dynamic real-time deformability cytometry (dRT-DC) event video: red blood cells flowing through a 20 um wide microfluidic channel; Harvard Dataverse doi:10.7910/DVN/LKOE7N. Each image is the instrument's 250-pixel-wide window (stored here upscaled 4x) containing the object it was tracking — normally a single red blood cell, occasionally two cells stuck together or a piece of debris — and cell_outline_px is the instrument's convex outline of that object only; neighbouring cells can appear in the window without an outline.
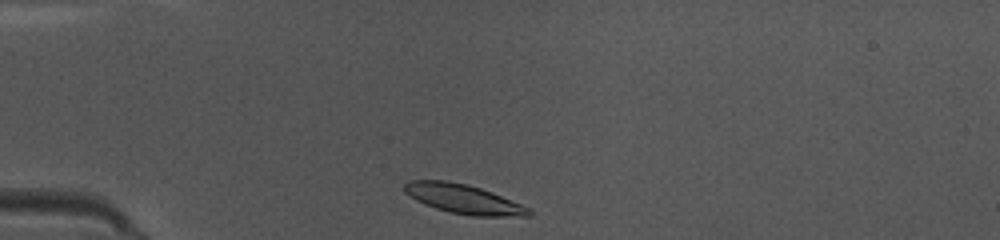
{"species": "common noctule bat (a hibernating species)", "species_latin": "Nyctalus noctula", "temperature_condition": "warm", "stored_images_in_passage": 38, "camera_frame_rate_fps": 3000, "um_per_image_px": 0.085, "animal": {"sex": "female", "body_mass_g": 10.0, "forearm_length_mm": 53.1}, "frame": {"image": 1, "passage_image": 1, "time_ms": 0.0, "image_size_px": [1000, 240], "cell_outline_px": [[532, 216], [472, 216], [448, 212], [424, 204], [416, 200], [404, 192], [404, 184], [408, 180], [448, 180], [468, 184], [492, 192], [532, 208]], "centroid_in_image_um": [39.42, 16.91], "position_along_channel_um": 45.6, "area_um2": 21.5}}
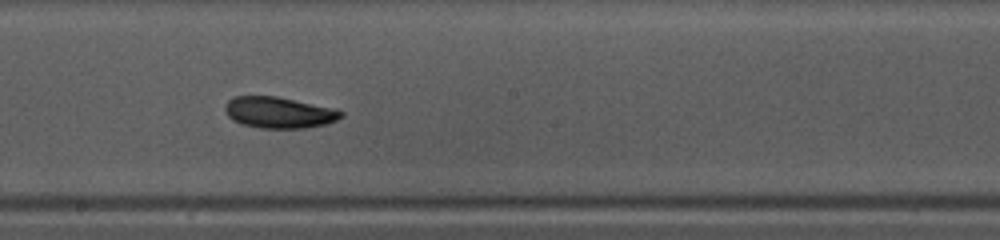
{"frame": {"image": 2, "passage_image": 16, "time_ms": 5.0, "image_size_px": [1000, 240], "cell_outline_px": [[344, 116], [336, 120], [324, 124], [308, 128], [260, 128], [240, 124], [232, 120], [228, 116], [224, 108], [228, 100], [232, 96], [276, 96], [328, 108], [344, 112]], "centroid_in_image_um": [23.64, 9.57], "position_along_channel_um": 224.6, "area_um2": 20.87}}
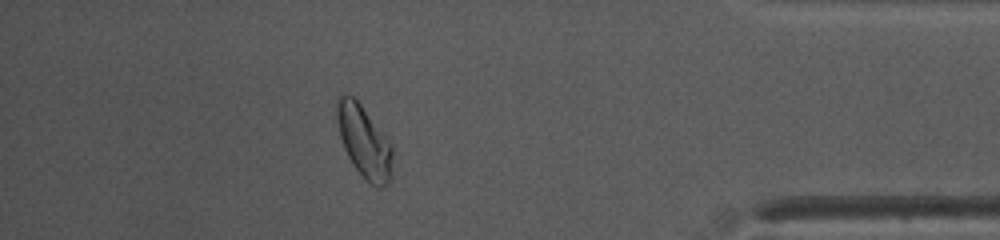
{"frame": {"image": 3, "passage_image": 32, "time_ms": 10.333, "image_size_px": [1000, 240], "cell_outline_px": [[392, 176], [380, 188], [372, 184], [352, 164], [344, 148], [340, 136], [336, 120], [336, 96], [344, 92], [352, 96], [360, 104], [392, 144]], "centroid_in_image_um": [30.92, 11.98], "position_along_channel_um": 404.3, "area_um2": 23.18}, "authors_computed_cell_mechanics": {"area_um2": 21.2415, "velocity_mm_per_s": 4.0117, "shape_relaxation_time_tau1_ms": 6.3296, "shape_relaxation_time_tau2_ms": null, "deformation_change_tau1": 0.1557, "deformation_change_tau2": null}}